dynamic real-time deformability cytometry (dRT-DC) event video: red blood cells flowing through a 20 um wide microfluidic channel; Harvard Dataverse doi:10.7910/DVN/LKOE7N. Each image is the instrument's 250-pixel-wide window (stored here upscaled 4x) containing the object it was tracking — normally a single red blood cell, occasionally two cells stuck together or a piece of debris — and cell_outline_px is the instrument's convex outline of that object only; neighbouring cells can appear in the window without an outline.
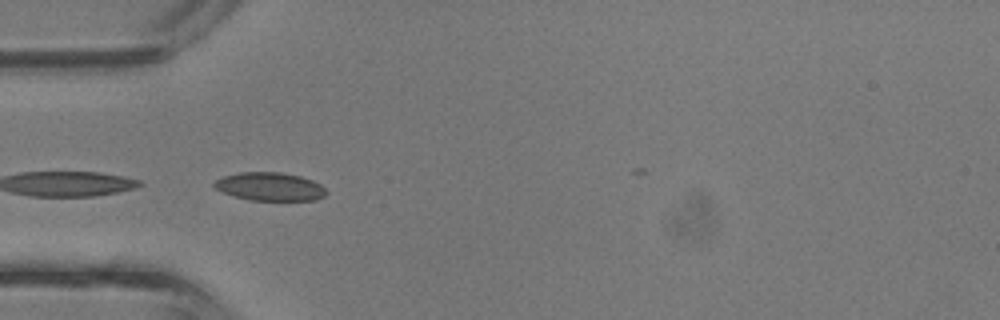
{"species": "common noctule bat (a hibernating species)", "species_latin": "Nyctalus noctula", "temperature_condition": "room temperature", "stored_images_in_passage": 17, "camera_frame_rate_fps": 3000, "um_per_image_px": 0.085, "animal": {"sex": "male", "body_mass_g": 13.3}, "frame": {"image": 1, "passage_image": 12, "time_ms": 3.667, "image_size_px": [1000, 320], "cell_outline_px": [[328, 192], [324, 196], [316, 200], [252, 200], [232, 196], [216, 188], [212, 184], [216, 180], [224, 176], [240, 172], [280, 172], [300, 176], [312, 180], [320, 184]], "centroid_in_image_um": [22.95, 15.86], "position_along_channel_um": 62.0, "area_um2": 18.38}}
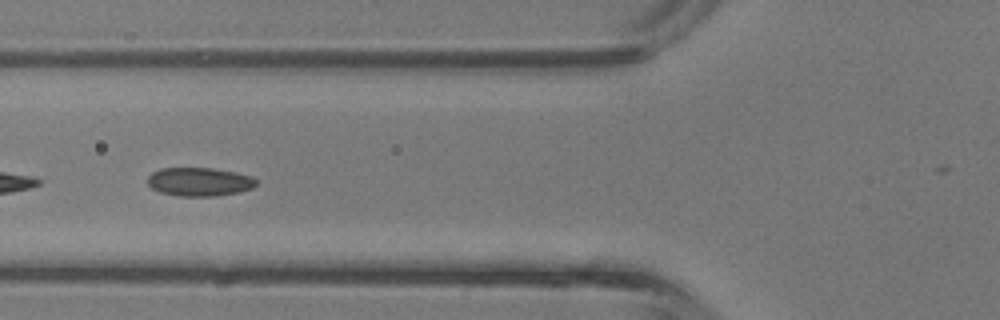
{"frame": {"image": 2, "passage_image": 15, "time_ms": 4.667, "image_size_px": [1000, 320], "cell_outline_px": [[256, 184], [252, 188], [236, 192], [216, 196], [180, 196], [160, 192], [152, 188], [148, 184], [148, 176], [152, 172], [160, 168], [212, 168], [236, 172], [252, 176], [256, 180]], "centroid_in_image_um": [16.93, 15.44], "position_along_channel_um": 108.9, "area_um2": 18.03}}